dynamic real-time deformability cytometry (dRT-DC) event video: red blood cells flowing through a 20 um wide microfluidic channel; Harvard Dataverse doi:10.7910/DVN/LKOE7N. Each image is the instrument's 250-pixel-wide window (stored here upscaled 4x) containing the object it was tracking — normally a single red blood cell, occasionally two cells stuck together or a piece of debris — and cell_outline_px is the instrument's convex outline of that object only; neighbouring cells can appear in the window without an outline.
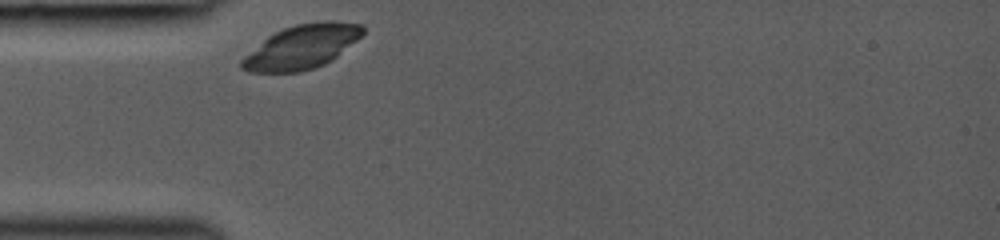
{"species": "common noctule bat (a hibernating species)", "species_latin": "Nyctalus noctula", "temperature_condition": "room temperature", "stored_images_in_passage": 6, "camera_frame_rate_fps": 3000, "um_per_image_px": 0.085, "animal": {"sex": "female", "body_mass_g": 19.0, "forearm_length_mm": 53.3}, "frame": {"image": 1, "passage_image": 1, "time_ms": 0.0, "image_size_px": [1000, 240], "cell_outline_px": [[364, 32], [356, 40], [332, 60], [316, 68], [300, 72], [248, 72], [240, 68], [240, 60], [244, 56], [268, 36], [284, 28], [296, 24], [320, 20], [332, 20], [364, 24]], "centroid_in_image_um": [25.66, 3.97], "position_along_channel_um": 59.3, "area_um2": 31.1}}
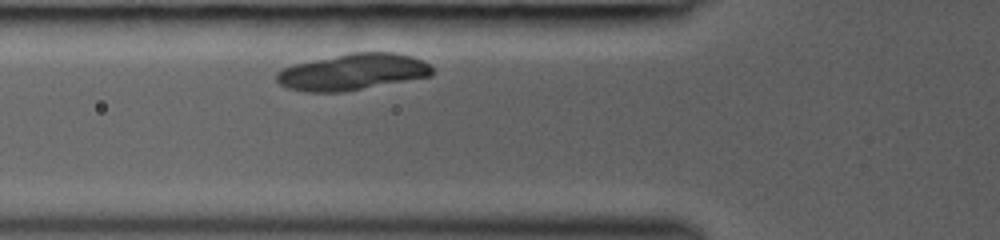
{"frame": {"image": 2, "passage_image": 3, "time_ms": 1.0, "image_size_px": [1000, 240], "cell_outline_px": [[432, 76], [344, 92], [304, 92], [288, 88], [280, 84], [276, 80], [276, 72], [292, 64], [352, 52], [396, 52], [412, 56], [424, 60], [432, 68]], "centroid_in_image_um": [29.98, 6.11], "position_along_channel_um": 95.8, "area_um2": 33.23}}